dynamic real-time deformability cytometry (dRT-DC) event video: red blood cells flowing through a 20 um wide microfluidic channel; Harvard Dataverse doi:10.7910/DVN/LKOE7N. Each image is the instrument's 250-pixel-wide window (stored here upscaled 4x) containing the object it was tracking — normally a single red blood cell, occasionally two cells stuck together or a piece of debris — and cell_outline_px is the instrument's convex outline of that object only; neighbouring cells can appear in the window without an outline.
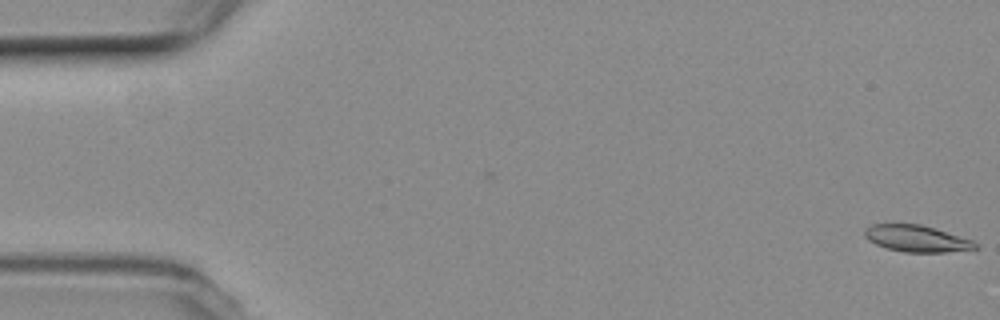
{"species": "common noctule bat (a hibernating species)", "species_latin": "Nyctalus noctula", "temperature_condition": "room temperature", "stored_images_in_passage": 48, "camera_frame_rate_fps": 3000, "um_per_image_px": 0.085, "animal": {"sex": "female", "body_mass_g": 19.3, "forearm_length_mm": 54.1}, "frame": {"image": 1, "passage_image": 1, "time_ms": 0.0, "image_size_px": [1000, 320], "cell_outline_px": [[980, 248], [944, 252], [904, 252], [888, 248], [876, 244], [868, 240], [864, 236], [864, 228], [872, 224], [920, 224], [936, 228], [972, 240]], "centroid_in_image_um": [77.9, 20.27], "position_along_channel_um": 7.1, "area_um2": 17.11}}
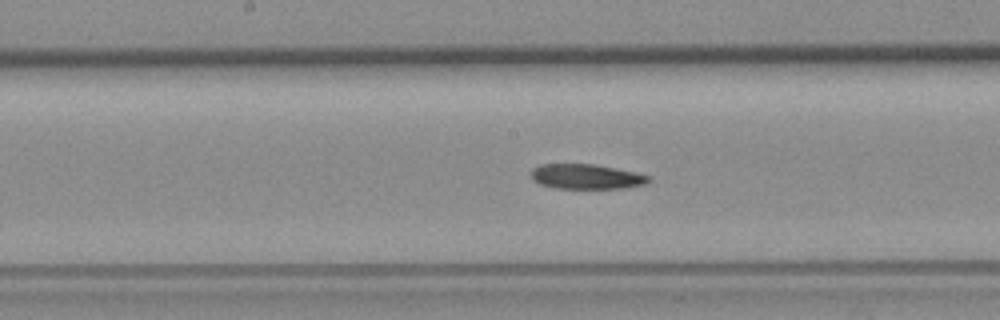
{"frame": {"image": 2, "passage_image": 28, "time_ms": 9.0, "image_size_px": [1000, 320], "cell_outline_px": [[652, 180], [644, 184], [624, 188], [552, 188], [540, 184], [532, 180], [532, 168], [540, 164], [592, 164], [616, 168], [636, 172], [652, 176]], "centroid_in_image_um": [49.85, 15.01], "position_along_channel_um": 198.3, "area_um2": 17.17}}
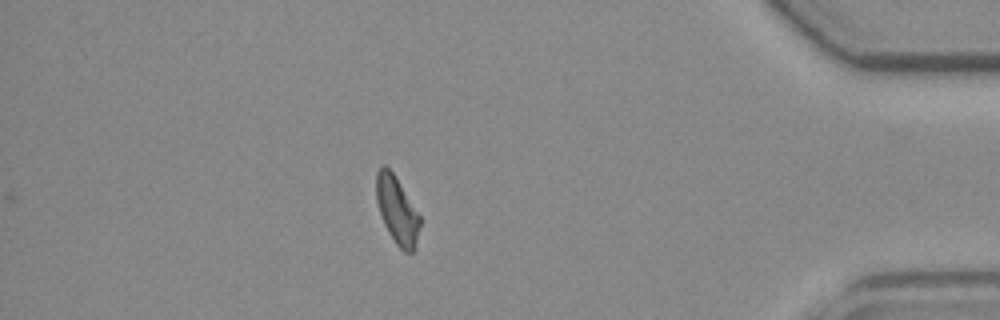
{"frame": {"image": 3, "passage_image": 48, "time_ms": 15.667, "image_size_px": [1000, 320], "cell_outline_px": [[420, 224], [416, 248], [412, 252], [404, 252], [396, 244], [388, 232], [384, 224], [376, 200], [376, 172], [384, 164], [392, 172], [400, 184], [420, 216]], "centroid_in_image_um": [33.75, 17.9], "position_along_channel_um": 401.5, "area_um2": 16.94}}